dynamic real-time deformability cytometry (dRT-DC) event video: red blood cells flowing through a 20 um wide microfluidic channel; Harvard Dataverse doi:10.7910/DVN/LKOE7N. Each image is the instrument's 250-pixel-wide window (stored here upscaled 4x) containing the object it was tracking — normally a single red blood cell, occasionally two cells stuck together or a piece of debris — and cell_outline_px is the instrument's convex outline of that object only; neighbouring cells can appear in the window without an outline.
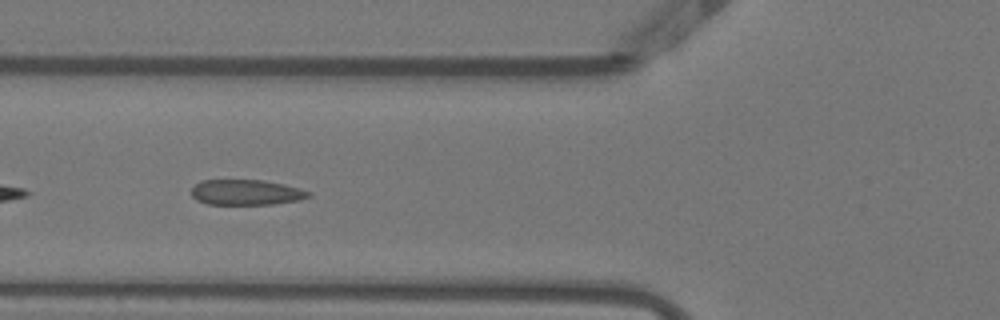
{"species": "Egyptian fruit bat (a non-hibernating species)", "species_latin": "Rousettus aegyptiacus", "temperature_condition": "warm", "stored_images_in_passage": 10, "camera_frame_rate_fps": 3000, "um_per_image_px": 0.085, "animal": {"sex": "female"}, "frame": {"image": 1, "passage_image": 5, "time_ms": 1.333, "image_size_px": [1000, 320], "cell_outline_px": [[312, 196], [300, 200], [272, 204], [208, 204], [196, 200], [192, 196], [192, 188], [200, 180], [264, 180], [284, 184], [300, 188], [312, 192]], "centroid_in_image_um": [20.96, 16.34], "position_along_channel_um": 104.8, "area_um2": 17.46}}